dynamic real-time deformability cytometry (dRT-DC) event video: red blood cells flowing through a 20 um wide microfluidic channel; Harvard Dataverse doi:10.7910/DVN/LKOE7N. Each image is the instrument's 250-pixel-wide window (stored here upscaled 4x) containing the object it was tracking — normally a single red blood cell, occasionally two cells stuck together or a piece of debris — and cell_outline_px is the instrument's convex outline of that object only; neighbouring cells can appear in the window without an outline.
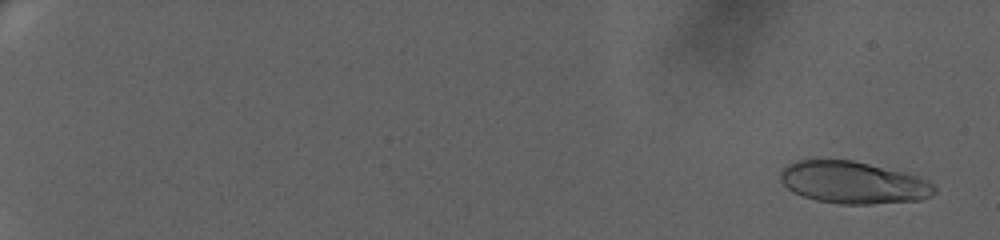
{"species": "human", "species_latin": "Homo sapiens", "temperature_condition": "warm", "stored_images_in_passage": 71, "camera_frame_rate_fps": 3000, "um_per_image_px": 0.085, "donor": {"sex": "female"}, "frame": {"image": 1, "passage_image": 4, "time_ms": 1.0, "image_size_px": [1000, 240], "cell_outline_px": [[936, 192], [932, 196], [920, 200], [872, 204], [840, 204], [816, 200], [804, 196], [788, 188], [780, 180], [780, 172], [788, 164], [796, 160], [852, 160], [920, 176], [928, 180], [936, 188]], "centroid_in_image_um": [72.56, 15.52], "position_along_channel_um": 12.4, "area_um2": 37.74}}
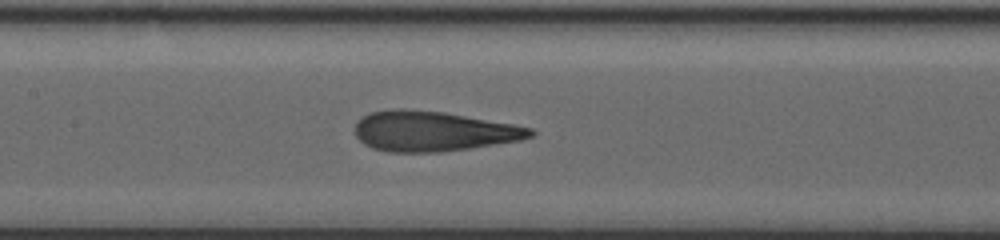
{"frame": {"image": 2, "passage_image": 40, "time_ms": 13.0, "image_size_px": [1000, 240], "cell_outline_px": [[536, 132], [532, 136], [520, 140], [468, 148], [440, 152], [388, 152], [372, 148], [364, 144], [356, 136], [356, 120], [360, 116], [372, 112], [392, 108], [404, 108], [444, 112], [512, 124], [532, 128]], "centroid_in_image_um": [36.76, 11.14], "position_along_channel_um": 170.6, "area_um2": 40.98}}
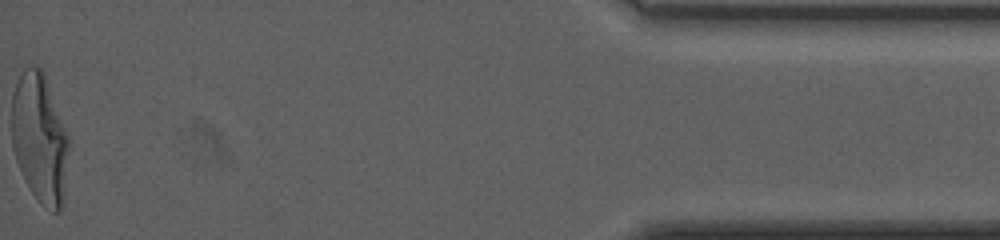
{"frame": {"image": 3, "passage_image": 71, "time_ms": 23.333, "image_size_px": [1000, 240], "cell_outline_px": [[72, 140], [64, 204], [56, 212], [52, 212], [44, 208], [40, 204], [24, 180], [16, 160], [12, 144], [12, 92], [24, 68], [32, 64], [40, 68], [44, 72]], "centroid_in_image_um": [3.44, 11.79], "position_along_channel_um": 431.8, "area_um2": 44.56}, "authors_computed_cell_mechanics": {"area_um2": 39.9976, "velocity_mm_per_s": 3.192, "shape_relaxation_time_tau1_ms": 7.153, "shape_relaxation_time_tau2_ms": 1.0307, "deformation_change_tau1": 0.2758, "deformation_change_tau2": 0.106}}